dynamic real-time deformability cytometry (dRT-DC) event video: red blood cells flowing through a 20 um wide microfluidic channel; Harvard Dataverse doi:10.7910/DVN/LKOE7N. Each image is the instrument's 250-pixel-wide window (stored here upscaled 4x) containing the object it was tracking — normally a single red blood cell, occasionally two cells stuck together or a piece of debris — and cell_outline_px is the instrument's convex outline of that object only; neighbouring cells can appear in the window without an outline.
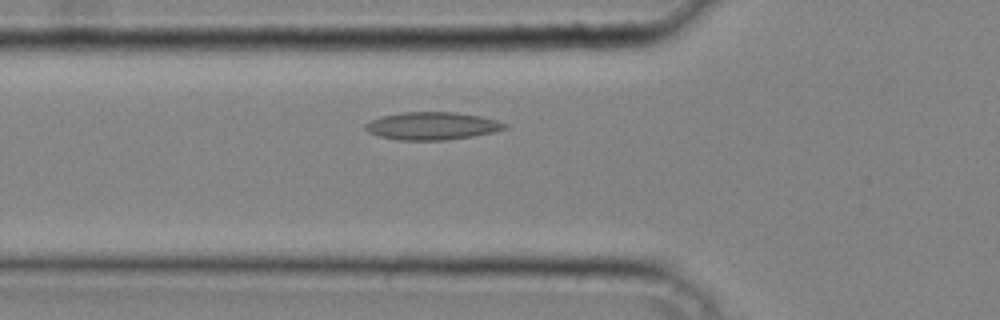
{"species": "common noctule bat (a hibernating species)", "species_latin": "Nyctalus noctula", "temperature_condition": "cold", "stored_images_in_passage": 33, "camera_frame_rate_fps": 3000, "um_per_image_px": 0.085, "animal": {"sex": "male", "body_mass_g": 20.4}, "frame": {"image": 1, "passage_image": 9, "time_ms": 2.667, "image_size_px": [1000, 320], "cell_outline_px": [[508, 128], [492, 132], [472, 136], [444, 140], [396, 140], [380, 136], [368, 132], [364, 128], [364, 124], [380, 116], [404, 112], [456, 112], [480, 116], [496, 120], [508, 124]], "centroid_in_image_um": [36.71, 10.7], "position_along_channel_um": 89.1, "area_um2": 22.48}}
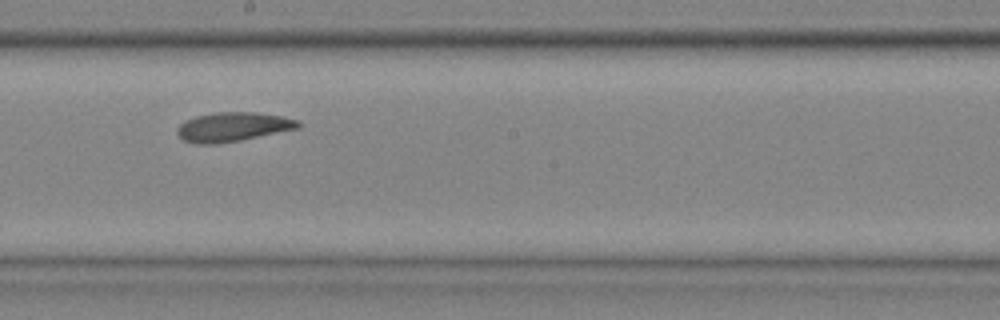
{"frame": {"image": 2, "passage_image": 18, "time_ms": 5.667, "image_size_px": [1000, 320], "cell_outline_px": [[300, 128], [240, 140], [216, 144], [196, 144], [184, 140], [176, 132], [176, 128], [184, 120], [196, 116], [216, 112], [256, 112], [280, 116], [300, 120]], "centroid_in_image_um": [19.78, 10.78], "position_along_channel_um": 228.4, "area_um2": 20.63}}
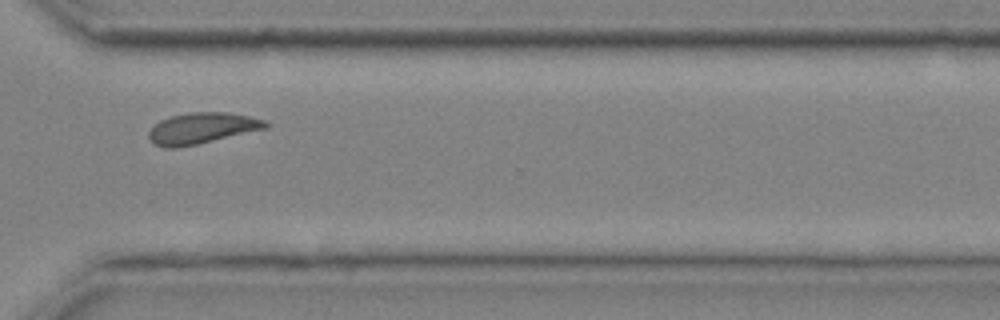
{"frame": {"image": 3, "passage_image": 26, "time_ms": 8.333, "image_size_px": [1000, 320], "cell_outline_px": [[268, 124], [264, 128], [196, 144], [176, 148], [164, 148], [156, 144], [148, 136], [148, 132], [160, 120], [168, 116], [188, 112], [228, 112], [248, 116], [264, 120]], "centroid_in_image_um": [17.09, 10.88], "position_along_channel_um": 353.5, "area_um2": 20.69}}